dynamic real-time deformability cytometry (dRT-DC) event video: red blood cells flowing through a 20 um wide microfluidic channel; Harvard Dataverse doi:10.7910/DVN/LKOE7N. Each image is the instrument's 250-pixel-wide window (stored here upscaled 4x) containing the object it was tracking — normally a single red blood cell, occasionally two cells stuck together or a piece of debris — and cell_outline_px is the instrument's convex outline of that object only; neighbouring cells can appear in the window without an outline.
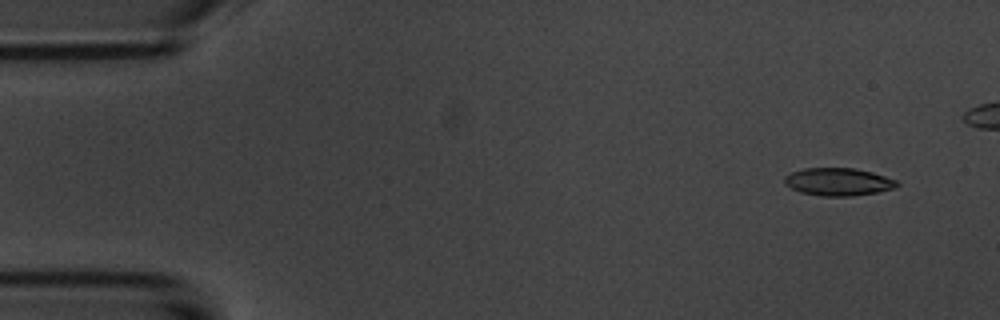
{"species": "common noctule bat (a hibernating species)", "species_latin": "Nyctalus noctula", "temperature_condition": "room temperature", "stored_images_in_passage": 7, "camera_frame_rate_fps": 3000, "um_per_image_px": 0.085, "animal": {"sex": "male", "body_mass_g": 20.1, "forearm_length_mm": 53.5}, "frame": {"image": 1, "passage_image": 2, "time_ms": 1.0, "image_size_px": [1000, 320], "cell_outline_px": [[900, 184], [896, 188], [876, 192], [852, 196], [820, 196], [800, 192], [784, 184], [784, 176], [792, 172], [804, 168], [856, 168], [872, 172], [896, 180]], "centroid_in_image_um": [71.25, 15.45], "position_along_channel_um": 13.8, "area_um2": 18.21}}
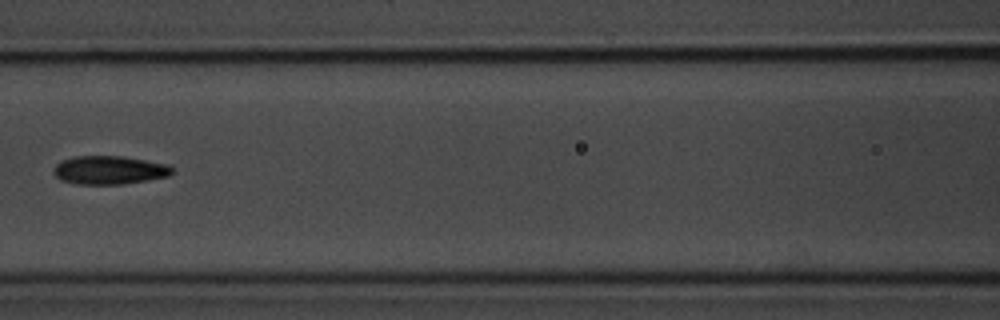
{"frame": {"image": 2, "passage_image": 7, "time_ms": 7.667, "image_size_px": [1000, 320], "cell_outline_px": [[176, 172], [168, 176], [148, 180], [124, 184], [76, 184], [60, 180], [52, 172], [52, 168], [60, 160], [76, 156], [120, 156], [168, 164]], "centroid_in_image_um": [9.27, 14.46], "position_along_channel_um": 157.3, "area_um2": 19.83}}